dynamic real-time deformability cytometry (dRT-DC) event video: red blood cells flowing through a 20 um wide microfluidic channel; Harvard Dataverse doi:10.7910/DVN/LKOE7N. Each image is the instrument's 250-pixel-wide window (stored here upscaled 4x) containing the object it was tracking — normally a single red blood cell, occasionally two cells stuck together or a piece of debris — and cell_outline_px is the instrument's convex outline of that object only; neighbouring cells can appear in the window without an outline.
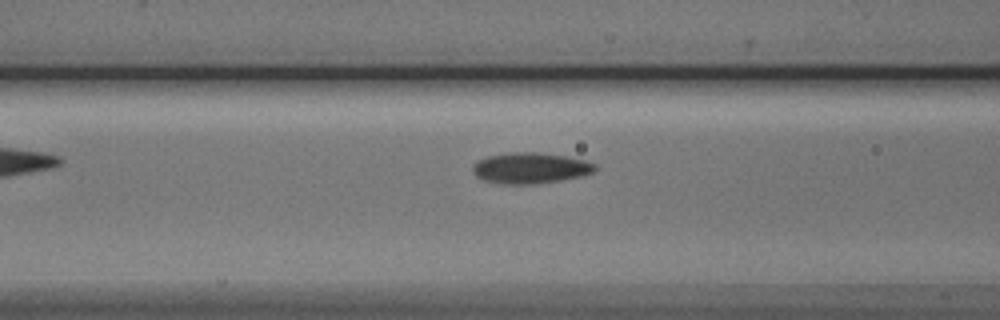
{"species": "Egyptian fruit bat (a non-hibernating species)", "species_latin": "Rousettus aegyptiacus", "temperature_condition": "cold", "stored_images_in_passage": 8, "camera_frame_rate_fps": 3000, "um_per_image_px": 0.085, "animal": {"sex": "male"}, "frame": {"image": 1, "passage_image": 7, "time_ms": 7.0, "image_size_px": [1000, 320], "cell_outline_px": [[596, 168], [592, 172], [580, 176], [560, 180], [532, 184], [500, 184], [484, 180], [476, 176], [472, 172], [472, 164], [476, 160], [488, 156], [508, 152], [536, 152], [564, 156], [584, 160], [596, 164]], "centroid_in_image_um": [45.01, 14.28], "position_along_channel_um": 121.6, "area_um2": 22.02}}
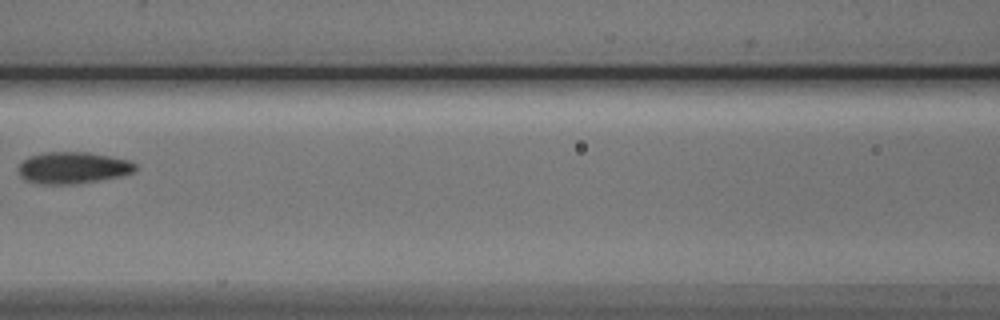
{"frame": {"image": 2, "passage_image": 8, "time_ms": 8.0, "image_size_px": [1000, 320], "cell_outline_px": [[136, 168], [132, 172], [124, 176], [76, 184], [40, 184], [24, 180], [20, 176], [16, 168], [28, 156], [44, 152], [88, 152], [128, 160], [136, 164]], "centroid_in_image_um": [6.16, 14.27], "position_along_channel_um": 160.4, "area_um2": 21.79}}